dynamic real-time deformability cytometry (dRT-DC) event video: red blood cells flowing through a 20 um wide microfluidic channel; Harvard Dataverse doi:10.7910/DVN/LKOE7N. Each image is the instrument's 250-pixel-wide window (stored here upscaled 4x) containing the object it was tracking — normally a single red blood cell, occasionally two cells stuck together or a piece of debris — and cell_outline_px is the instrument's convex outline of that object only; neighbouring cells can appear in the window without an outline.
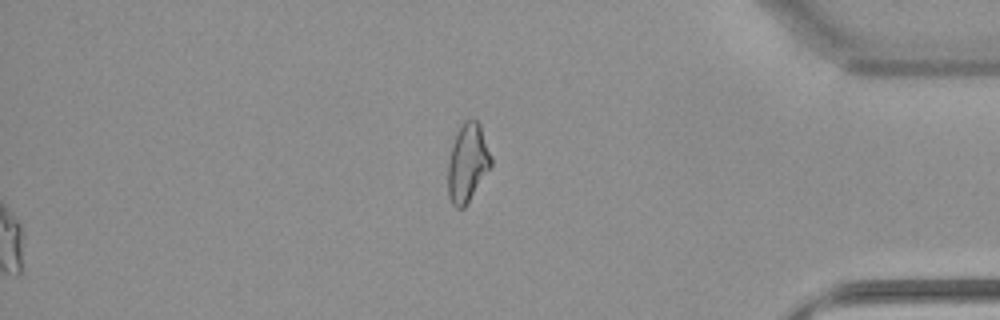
{"species": "common noctule bat (a hibernating species)", "species_latin": "Nyctalus noctula", "temperature_condition": "warm", "stored_images_in_passage": 54, "segment_of_instrument_passage": [2, 2], "camera_frame_rate_fps": 3000, "um_per_image_px": 0.085, "animal": {"sex": "female", "body_mass_g": 22.7, "forearm_length_mm": 54.2}, "frame": {"image": 1, "passage_image": 54, "time_ms": 17.667, "image_size_px": [1000, 320], "cell_outline_px": [[492, 164], [464, 208], [456, 208], [452, 204], [448, 196], [448, 160], [452, 144], [456, 132], [464, 120], [476, 120], [480, 124], [492, 156]], "centroid_in_image_um": [39.73, 13.82], "position_along_channel_um": 395.5, "area_um2": 19.65}}